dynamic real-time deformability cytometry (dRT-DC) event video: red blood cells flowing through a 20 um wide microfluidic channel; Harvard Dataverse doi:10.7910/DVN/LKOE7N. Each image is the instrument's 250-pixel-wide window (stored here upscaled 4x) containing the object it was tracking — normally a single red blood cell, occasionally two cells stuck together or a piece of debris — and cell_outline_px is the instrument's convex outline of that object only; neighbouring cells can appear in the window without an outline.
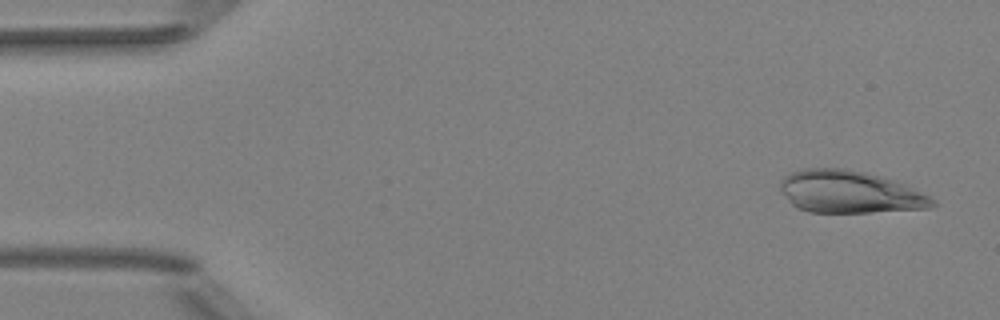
{"species": "Egyptian fruit bat (a non-hibernating species)", "species_latin": "Rousettus aegyptiacus", "temperature_condition": "room temperature", "stored_images_in_passage": 50, "camera_frame_rate_fps": 3000, "um_per_image_px": 0.085, "animal": {"sex": "female"}, "frame": {"image": 1, "passage_image": 3, "time_ms": 0.667, "image_size_px": [1000, 320], "cell_outline_px": [[936, 204], [932, 208], [872, 212], [808, 212], [792, 204], [780, 188], [780, 180], [784, 176], [792, 172], [804, 168], [848, 168], [880, 176], [904, 184], [936, 200]], "centroid_in_image_um": [72.22, 16.31], "position_along_channel_um": 12.8, "area_um2": 37.34}}
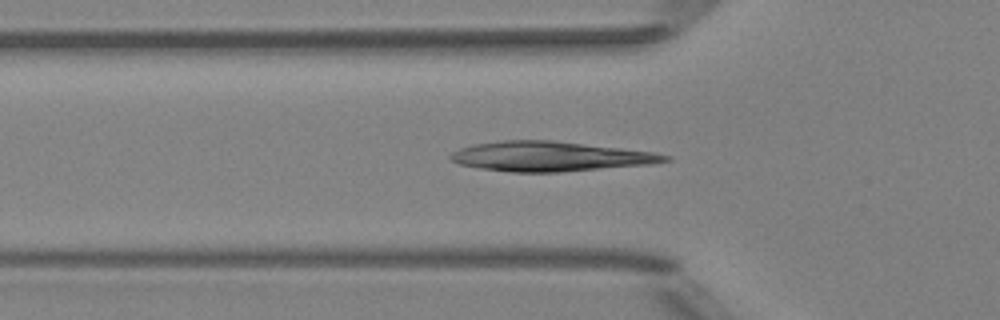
{"frame": {"image": 2, "passage_image": 17, "time_ms": 5.333, "image_size_px": [1000, 320], "cell_outline_px": [[672, 160], [652, 164], [560, 172], [512, 172], [480, 168], [460, 164], [452, 160], [448, 156], [452, 152], [460, 148], [472, 144], [504, 140], [552, 140], [656, 152], [672, 156]], "centroid_in_image_um": [46.8, 13.29], "position_along_channel_um": 79.0, "area_um2": 37.28}}
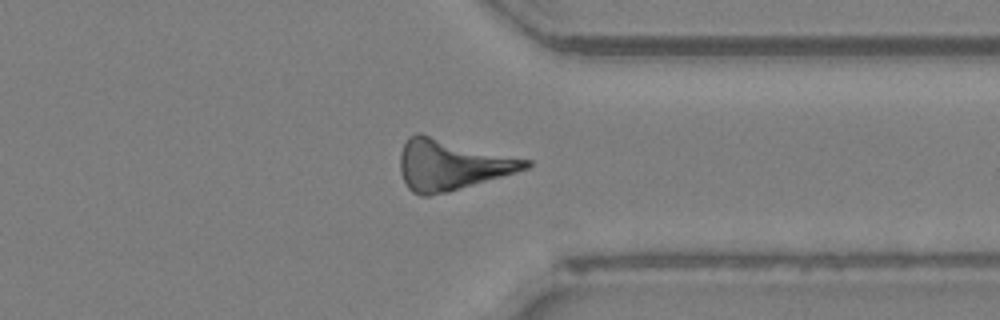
{"frame": {"image": 3, "passage_image": 39, "time_ms": 12.667, "image_size_px": [1000, 320], "cell_outline_px": [[532, 164], [528, 168], [516, 172], [448, 192], [428, 196], [420, 196], [412, 192], [408, 188], [400, 172], [400, 152], [408, 136], [416, 132], [420, 132], [532, 160]], "centroid_in_image_um": [38.38, 13.98], "position_along_channel_um": 373.0, "area_um2": 37.4}}